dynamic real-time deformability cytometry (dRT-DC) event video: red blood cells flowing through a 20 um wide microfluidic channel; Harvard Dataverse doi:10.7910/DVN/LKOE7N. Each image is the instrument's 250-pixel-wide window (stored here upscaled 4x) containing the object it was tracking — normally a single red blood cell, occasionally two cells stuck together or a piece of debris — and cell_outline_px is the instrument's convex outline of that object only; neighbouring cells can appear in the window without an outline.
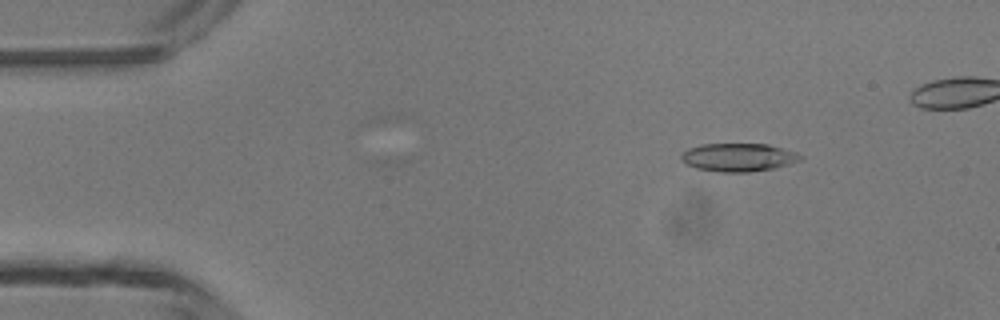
{"species": "common noctule bat (a hibernating species)", "species_latin": "Nyctalus noctula", "temperature_condition": "room temperature", "stored_images_in_passage": 2, "camera_frame_rate_fps": 3000, "um_per_image_px": 0.085, "animal": {"sex": "male", "body_mass_g": 13.3}, "frame": {"image": 1, "passage_image": 2, "time_ms": 1.333, "image_size_px": [1000, 320], "cell_outline_px": [[804, 156], [800, 160], [788, 164], [772, 168], [748, 172], [720, 172], [696, 168], [684, 164], [680, 156], [688, 148], [700, 144], [768, 144], [796, 152]], "centroid_in_image_um": [62.74, 13.37], "position_along_channel_um": 22.3, "area_um2": 19.54}}